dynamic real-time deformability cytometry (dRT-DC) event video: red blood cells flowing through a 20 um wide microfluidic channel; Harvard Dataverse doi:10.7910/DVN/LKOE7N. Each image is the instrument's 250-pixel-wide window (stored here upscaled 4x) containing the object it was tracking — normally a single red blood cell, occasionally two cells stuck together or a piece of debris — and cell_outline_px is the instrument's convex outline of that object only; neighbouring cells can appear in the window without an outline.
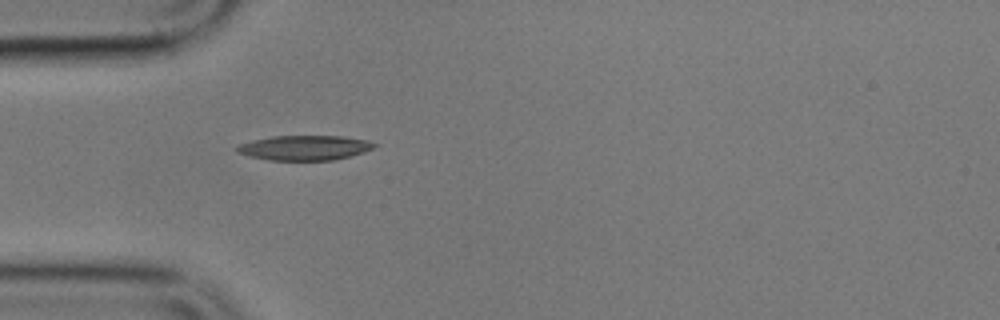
{"species": "common noctule bat (a hibernating species)", "species_latin": "Nyctalus noctula", "temperature_condition": "cold", "stored_images_in_passage": 1, "camera_frame_rate_fps": 3000, "um_per_image_px": 0.085, "animal": {"sex": "male", "body_mass_g": 17.9}, "frame": {"image": 1, "passage_image": 1, "time_ms": 0.0, "image_size_px": [1000, 320], "cell_outline_px": [[376, 148], [364, 152], [336, 160], [268, 160], [248, 156], [236, 152], [236, 144], [252, 140], [272, 136], [344, 136], [368, 140], [376, 144]], "centroid_in_image_um": [25.88, 12.56], "position_along_channel_um": 59.1, "area_um2": 20.11}}